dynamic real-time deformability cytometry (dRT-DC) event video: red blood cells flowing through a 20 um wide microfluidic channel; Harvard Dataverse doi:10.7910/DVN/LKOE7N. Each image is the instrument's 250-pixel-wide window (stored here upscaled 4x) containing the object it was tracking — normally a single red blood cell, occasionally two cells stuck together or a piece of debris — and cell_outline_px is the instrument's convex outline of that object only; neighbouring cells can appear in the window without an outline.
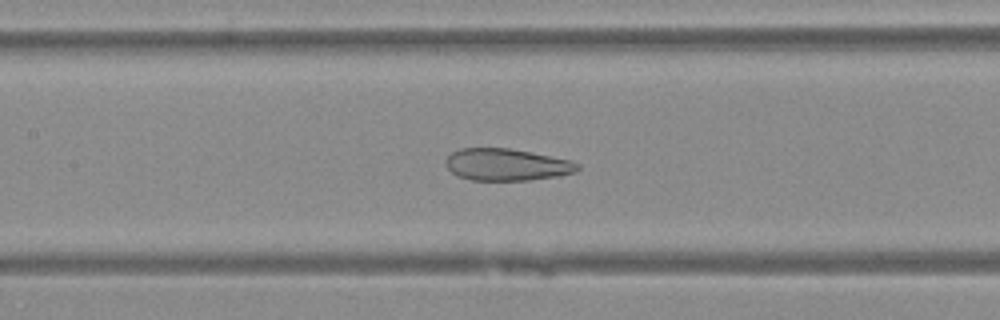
{"species": "Egyptian fruit bat (a non-hibernating species)", "species_latin": "Rousettus aegyptiacus", "temperature_condition": "warm", "stored_images_in_passage": 45, "camera_frame_rate_fps": 3000, "um_per_image_px": 0.085, "animal": {"sex": "female"}, "frame": {"image": 1, "passage_image": 22, "time_ms": 7.0, "image_size_px": [1000, 320], "cell_outline_px": [[580, 168], [576, 172], [560, 176], [528, 180], [472, 180], [456, 176], [444, 164], [444, 160], [452, 152], [460, 148], [508, 148], [572, 160], [580, 164]], "centroid_in_image_um": [43.07, 14.0], "position_along_channel_um": 164.3, "area_um2": 24.74}}
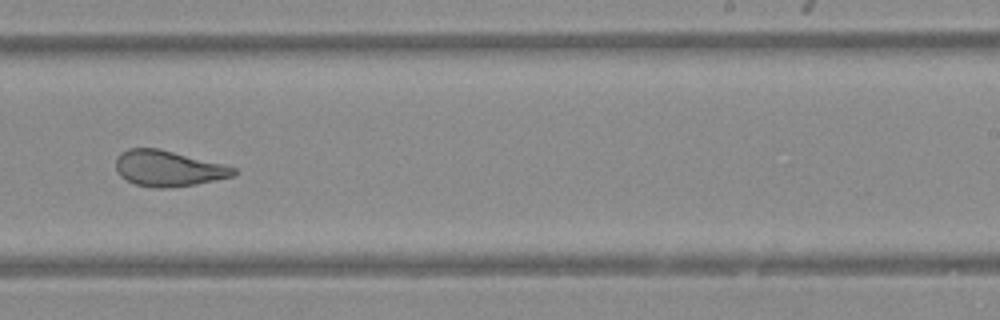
{"frame": {"image": 2, "passage_image": 30, "time_ms": 9.667, "image_size_px": [1000, 320], "cell_outline_px": [[236, 172], [232, 176], [196, 184], [168, 188], [152, 188], [136, 184], [120, 176], [116, 168], [116, 156], [120, 152], [128, 148], [160, 148], [236, 168]], "centroid_in_image_um": [14.24, 14.31], "position_along_channel_um": 274.8, "area_um2": 24.39}}
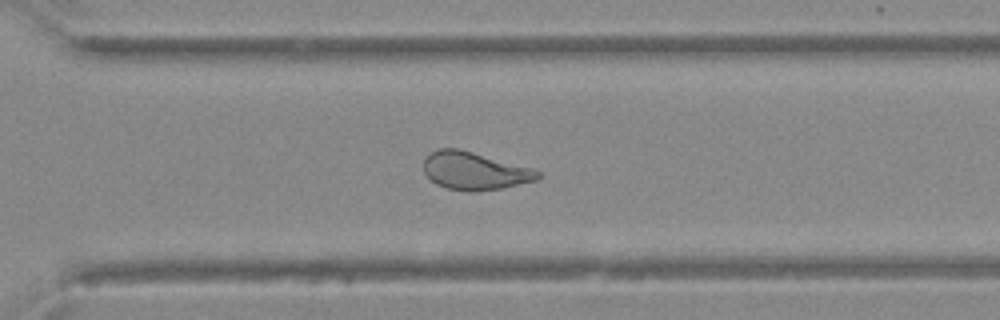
{"frame": {"image": 3, "passage_image": 34, "time_ms": 11.0, "image_size_px": [1000, 320], "cell_outline_px": [[540, 176], [536, 180], [500, 188], [472, 192], [468, 192], [448, 188], [436, 184], [424, 172], [424, 156], [440, 148], [460, 148], [532, 168], [540, 172]], "centroid_in_image_um": [40.31, 14.51], "position_along_channel_um": 330.3, "area_um2": 25.03}}